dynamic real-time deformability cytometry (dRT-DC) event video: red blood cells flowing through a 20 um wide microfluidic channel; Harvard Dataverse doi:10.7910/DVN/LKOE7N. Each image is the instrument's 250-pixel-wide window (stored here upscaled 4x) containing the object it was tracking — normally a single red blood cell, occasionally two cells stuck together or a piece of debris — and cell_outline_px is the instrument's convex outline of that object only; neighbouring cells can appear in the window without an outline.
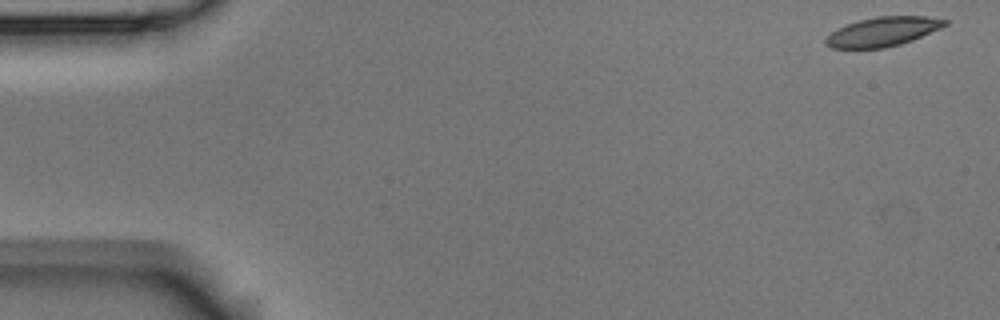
{"species": "Egyptian fruit bat (a non-hibernating species)", "species_latin": "Rousettus aegyptiacus", "temperature_condition": "room temperature", "stored_images_in_passage": 6, "camera_frame_rate_fps": 3000, "um_per_image_px": 0.085, "animal": {"sex": "male"}, "frame": {"image": 1, "passage_image": 1, "time_ms": 0.0, "image_size_px": [1000, 320], "cell_outline_px": [[948, 24], [940, 28], [912, 40], [900, 44], [884, 48], [832, 48], [824, 44], [824, 40], [832, 32], [848, 24], [860, 20], [876, 16], [924, 16], [948, 20]], "centroid_in_image_um": [75.04, 2.69], "position_along_channel_um": 10.0, "area_um2": 20.06}}
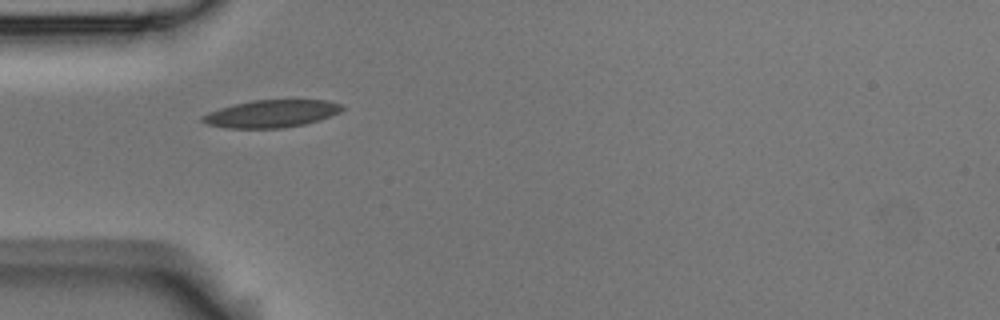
{"frame": {"image": 2, "passage_image": 5, "time_ms": 1.333, "image_size_px": [1000, 320], "cell_outline_px": [[344, 108], [340, 112], [304, 124], [284, 128], [224, 128], [204, 124], [200, 120], [200, 116], [208, 112], [220, 108], [252, 100], [328, 100], [344, 104]], "centroid_in_image_um": [23.03, 9.66], "position_along_channel_um": 62.0, "area_um2": 22.43}}
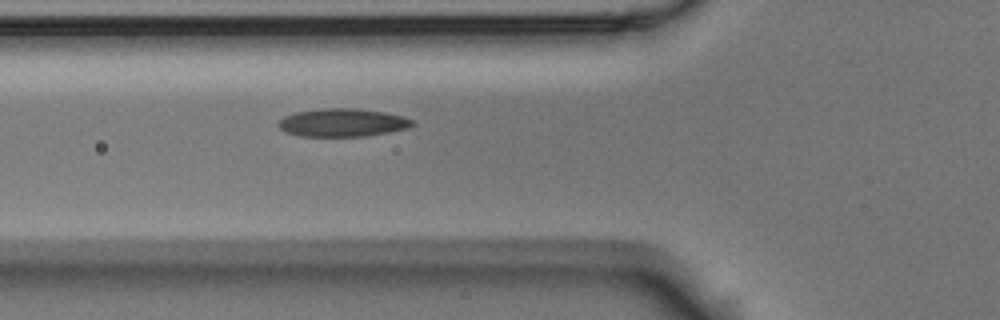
{"frame": {"image": 3, "passage_image": 6, "time_ms": 1.667, "image_size_px": [1000, 320], "cell_outline_px": [[416, 124], [408, 128], [388, 132], [364, 136], [300, 136], [284, 132], [276, 124], [284, 116], [296, 112], [320, 108], [356, 108], [384, 112], [404, 116], [416, 120]], "centroid_in_image_um": [29.13, 10.41], "position_along_channel_um": 96.7, "area_um2": 22.14}}